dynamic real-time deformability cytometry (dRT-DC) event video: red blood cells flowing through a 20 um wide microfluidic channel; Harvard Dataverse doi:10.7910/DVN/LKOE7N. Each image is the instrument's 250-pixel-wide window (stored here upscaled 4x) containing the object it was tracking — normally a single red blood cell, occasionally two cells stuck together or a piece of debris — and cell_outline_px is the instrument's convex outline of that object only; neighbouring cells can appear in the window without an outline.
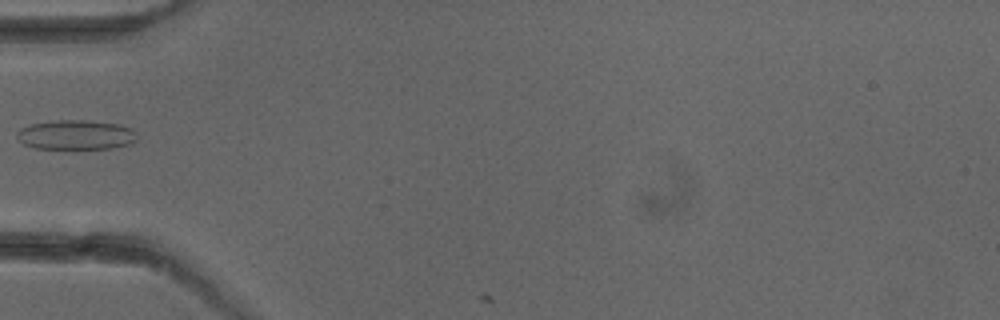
{"species": "common noctule bat (a hibernating species)", "species_latin": "Nyctalus noctula", "temperature_condition": "cold", "stored_images_in_passage": 5, "camera_frame_rate_fps": 3000, "um_per_image_px": 0.085, "animal": {"sex": "female"}, "frame": {"image": 1, "passage_image": 5, "time_ms": 4.667, "image_size_px": [1000, 320], "cell_outline_px": [[136, 140], [132, 144], [112, 148], [72, 152], [36, 148], [24, 144], [16, 136], [16, 132], [20, 128], [28, 124], [56, 120], [84, 120], [120, 124], [132, 128], [136, 132]], "centroid_in_image_um": [6.45, 11.51], "position_along_channel_um": 78.5, "area_um2": 21.91}}